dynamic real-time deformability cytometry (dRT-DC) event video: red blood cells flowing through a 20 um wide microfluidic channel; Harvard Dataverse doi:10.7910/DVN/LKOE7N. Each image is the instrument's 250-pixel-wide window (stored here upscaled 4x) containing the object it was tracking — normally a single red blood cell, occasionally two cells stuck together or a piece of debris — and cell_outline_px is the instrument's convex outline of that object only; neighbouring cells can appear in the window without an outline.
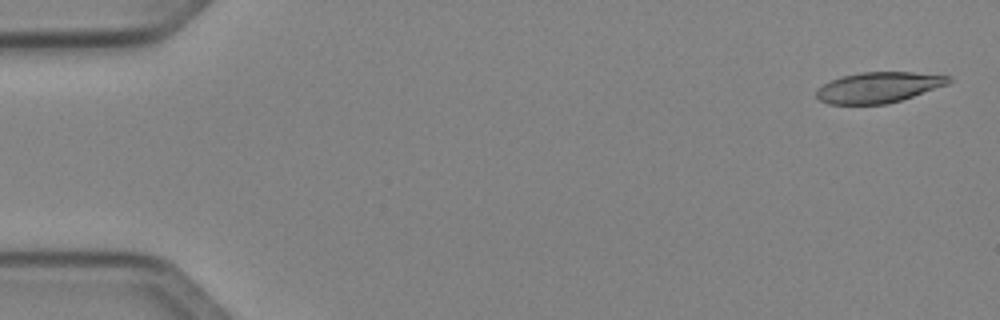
{"species": "Egyptian fruit bat (a non-hibernating species)", "species_latin": "Rousettus aegyptiacus", "temperature_condition": "cold", "stored_images_in_passage": 44, "camera_frame_rate_fps": 3000, "um_per_image_px": 0.085, "animal": {"sex": "female"}, "frame": {"image": 1, "passage_image": 2, "time_ms": 0.333, "image_size_px": [1000, 320], "cell_outline_px": [[952, 80], [948, 84], [888, 104], [828, 104], [820, 100], [816, 96], [816, 88], [840, 76], [860, 72], [912, 72], [948, 76]], "centroid_in_image_um": [74.63, 7.42], "position_along_channel_um": 10.4, "area_um2": 23.47}}
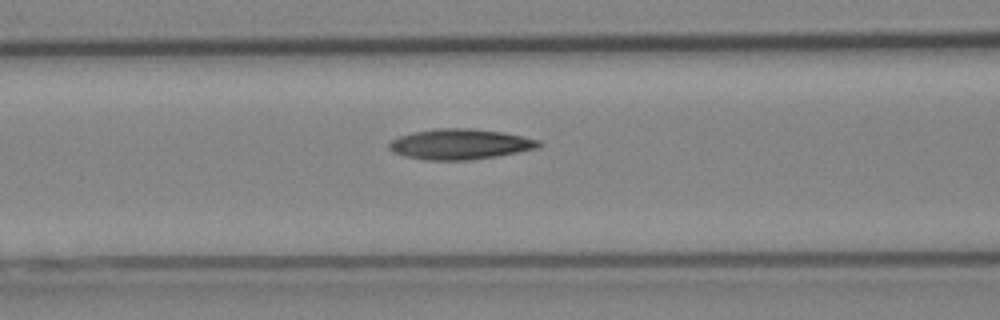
{"frame": {"image": 2, "passage_image": 21, "time_ms": 6.667, "image_size_px": [1000, 320], "cell_outline_px": [[544, 144], [540, 148], [496, 156], [468, 160], [424, 160], [404, 156], [392, 152], [388, 148], [388, 144], [392, 140], [400, 136], [412, 132], [436, 128], [472, 128], [504, 132], [540, 140]], "centroid_in_image_um": [39.12, 12.25], "position_along_channel_um": 127.5, "area_um2": 26.82}}
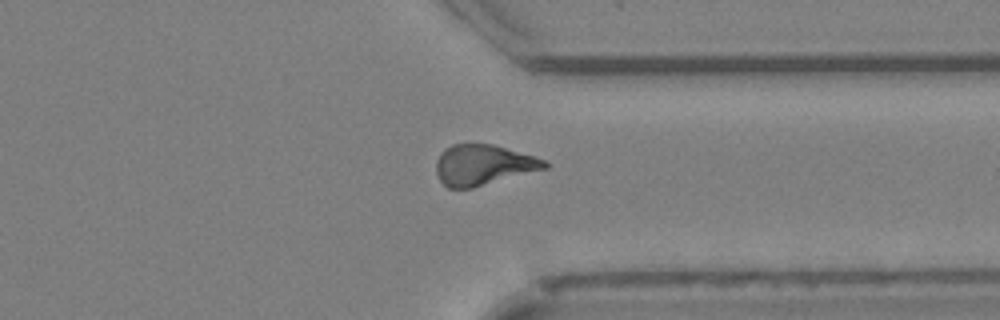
{"frame": {"image": 3, "passage_image": 39, "time_ms": 12.667, "image_size_px": [1000, 320], "cell_outline_px": [[548, 168], [472, 188], [448, 188], [440, 180], [436, 172], [436, 160], [444, 148], [452, 144], [492, 144], [548, 160]], "centroid_in_image_um": [41.08, 14.02], "position_along_channel_um": 370.3, "area_um2": 25.61}}